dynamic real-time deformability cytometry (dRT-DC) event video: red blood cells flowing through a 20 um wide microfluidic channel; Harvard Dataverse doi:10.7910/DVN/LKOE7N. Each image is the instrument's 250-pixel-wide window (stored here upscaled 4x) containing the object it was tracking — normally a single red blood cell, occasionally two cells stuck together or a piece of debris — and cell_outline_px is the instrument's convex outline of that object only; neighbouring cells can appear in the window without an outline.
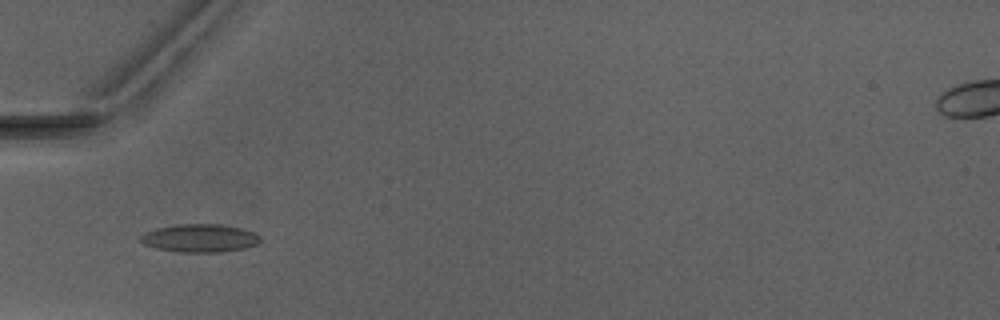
{"species": "Egyptian fruit bat (a non-hibernating species)", "species_latin": "Rousettus aegyptiacus", "temperature_condition": "warm", "stored_images_in_passage": 2, "camera_frame_rate_fps": 3000, "um_per_image_px": 0.085, "animal": {"sex": "male"}, "frame": {"image": 1, "passage_image": 2, "time_ms": 2.0, "image_size_px": [1000, 320], "cell_outline_px": [[260, 240], [256, 244], [244, 248], [220, 252], [180, 252], [156, 248], [144, 244], [140, 240], [140, 236], [156, 228], [180, 224], [216, 224], [240, 228], [252, 232], [260, 236]], "centroid_in_image_um": [16.97, 20.24], "position_along_channel_um": 68.0, "area_um2": 19.25}}